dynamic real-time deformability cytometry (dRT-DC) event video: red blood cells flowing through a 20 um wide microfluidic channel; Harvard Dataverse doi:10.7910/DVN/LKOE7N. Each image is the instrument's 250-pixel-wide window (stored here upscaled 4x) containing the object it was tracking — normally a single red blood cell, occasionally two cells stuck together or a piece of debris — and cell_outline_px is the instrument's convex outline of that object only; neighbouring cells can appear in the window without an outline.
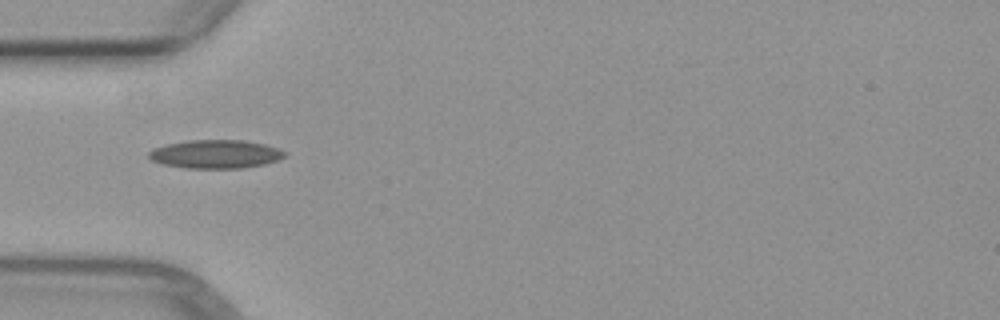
{"species": "common noctule bat (a hibernating species)", "species_latin": "Nyctalus noctula", "temperature_condition": "warm", "stored_images_in_passage": 1, "camera_frame_rate_fps": 3000, "um_per_image_px": 0.085, "animal": {"sex": "female", "body_mass_g": 29.2, "forearm_length_mm": 56.3}, "frame": {"image": 1, "passage_image": 1, "time_ms": 0.0, "image_size_px": [1000, 320], "cell_outline_px": [[288, 152], [284, 156], [276, 160], [264, 164], [244, 168], [188, 168], [164, 164], [152, 160], [148, 156], [148, 152], [152, 148], [168, 144], [188, 140], [244, 140], [264, 144], [280, 148]], "centroid_in_image_um": [18.34, 13.09], "position_along_channel_um": 66.7, "area_um2": 22.54}}